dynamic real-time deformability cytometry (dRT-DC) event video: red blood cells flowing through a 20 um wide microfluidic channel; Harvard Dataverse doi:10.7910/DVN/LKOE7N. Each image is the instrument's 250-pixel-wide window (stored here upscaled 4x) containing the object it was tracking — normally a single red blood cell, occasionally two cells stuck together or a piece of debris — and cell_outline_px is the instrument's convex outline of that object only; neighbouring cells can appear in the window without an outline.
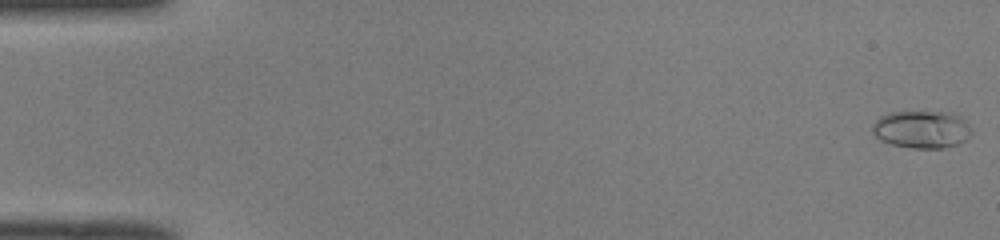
{"species": "common noctule bat (a hibernating species)", "species_latin": "Nyctalus noctula", "temperature_condition": "room temperature", "stored_images_in_passage": 50, "camera_frame_rate_fps": 3000, "um_per_image_px": 0.085, "animal": {"sex": "male", "body_mass_g": 19.0, "forearm_length_mm": 50.8}, "frame": {"image": 1, "passage_image": 1, "time_ms": 0.0, "image_size_px": [1000, 240], "cell_outline_px": [[972, 136], [956, 144], [944, 148], [912, 148], [892, 144], [880, 140], [872, 132], [872, 124], [880, 116], [892, 112], [952, 112], [960, 116], [972, 128]], "centroid_in_image_um": [78.36, 10.99], "position_along_channel_um": 6.6, "area_um2": 21.79}}
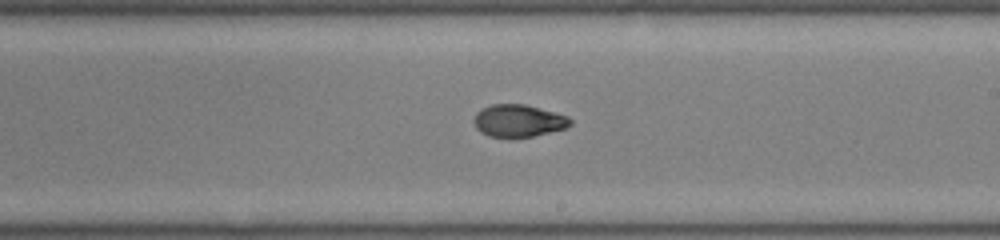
{"frame": {"image": 2, "passage_image": 30, "time_ms": 9.667, "image_size_px": [1000, 240], "cell_outline_px": [[572, 124], [568, 128], [532, 136], [512, 140], [488, 136], [480, 132], [476, 128], [472, 120], [476, 112], [492, 104], [524, 104], [568, 116], [572, 120]], "centroid_in_image_um": [44.05, 10.3], "position_along_channel_um": 245.0, "area_um2": 18.67}}
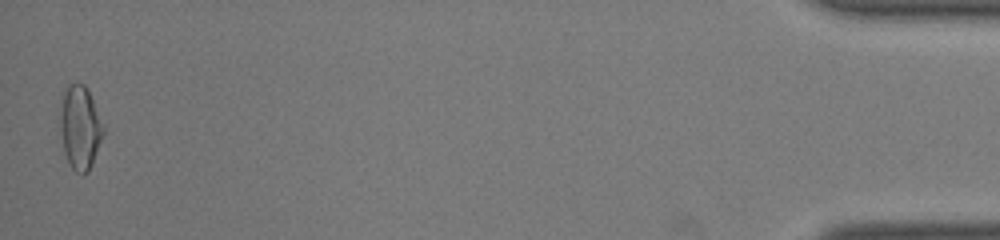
{"frame": {"image": 3, "passage_image": 50, "time_ms": 16.333, "image_size_px": [1000, 240], "cell_outline_px": [[104, 132], [92, 164], [88, 172], [84, 176], [76, 172], [68, 164], [64, 152], [60, 128], [60, 120], [64, 92], [68, 84], [84, 84], [104, 124]], "centroid_in_image_um": [6.81, 10.9], "position_along_channel_um": 428.4, "area_um2": 20.75}, "authors_computed_cell_mechanics": {"area_um2": 19.0162, "velocity_mm_per_s": 4.0994, "shape_relaxation_time_tau1_ms": 5.4551, "shape_relaxation_time_tau2_ms": 2.484, "deformation_change_tau1": 0.1873, "deformation_change_tau2": 0.0625}}